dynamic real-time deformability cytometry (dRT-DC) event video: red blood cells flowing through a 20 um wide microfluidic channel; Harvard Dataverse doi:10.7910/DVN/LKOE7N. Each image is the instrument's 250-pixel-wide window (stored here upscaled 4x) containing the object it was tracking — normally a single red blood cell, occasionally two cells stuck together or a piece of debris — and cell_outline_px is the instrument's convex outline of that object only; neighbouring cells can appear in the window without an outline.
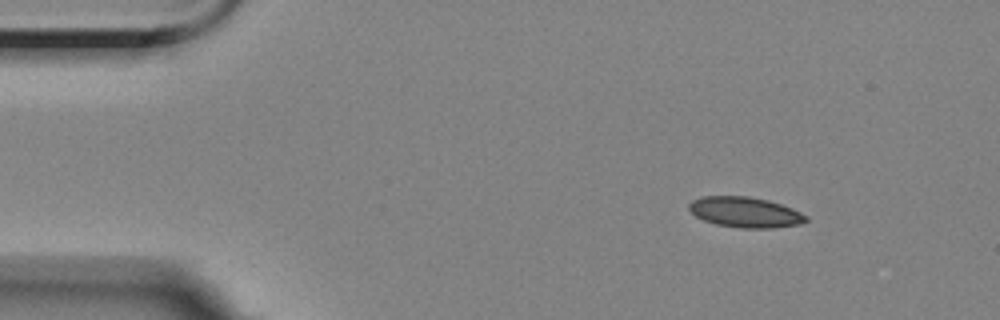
{"species": "Egyptian fruit bat (a non-hibernating species)", "species_latin": "Rousettus aegyptiacus", "temperature_condition": "room temperature", "stored_images_in_passage": 5, "camera_frame_rate_fps": 3000, "um_per_image_px": 0.085, "animal": {"sex": "female"}, "frame": {"image": 1, "passage_image": 1, "time_ms": 0.0, "image_size_px": [1000, 320], "cell_outline_px": [[808, 220], [800, 224], [772, 228], [740, 228], [716, 224], [704, 220], [696, 216], [688, 208], [688, 204], [692, 200], [700, 196], [748, 196], [768, 200], [792, 208], [808, 216]], "centroid_in_image_um": [63.33, 18.03], "position_along_channel_um": 21.7, "area_um2": 20.81}}
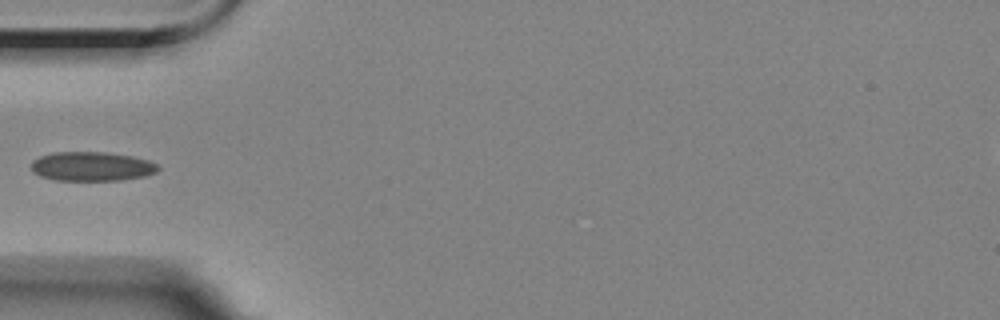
{"frame": {"image": 2, "passage_image": 4, "time_ms": 3.667, "image_size_px": [1000, 320], "cell_outline_px": [[160, 168], [156, 172], [144, 176], [120, 180], [52, 180], [40, 176], [32, 172], [32, 160], [40, 156], [52, 152], [104, 152], [132, 156], [148, 160], [156, 164]], "centroid_in_image_um": [7.77, 14.14], "position_along_channel_um": 77.2, "area_um2": 21.62}}
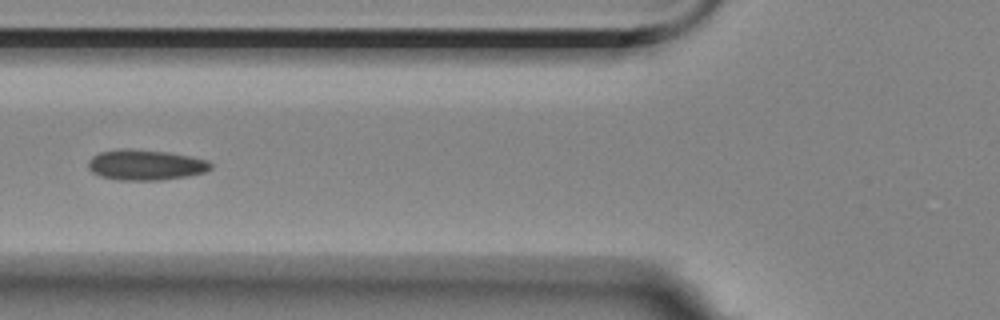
{"frame": {"image": 3, "passage_image": 5, "time_ms": 4.667, "image_size_px": [1000, 320], "cell_outline_px": [[212, 168], [204, 172], [188, 176], [160, 180], [116, 180], [100, 176], [92, 172], [88, 168], [88, 160], [92, 156], [100, 152], [120, 148], [124, 148], [168, 152], [192, 156], [208, 160], [212, 164]], "centroid_in_image_um": [12.36, 14.01], "position_along_channel_um": 113.4, "area_um2": 21.96}}